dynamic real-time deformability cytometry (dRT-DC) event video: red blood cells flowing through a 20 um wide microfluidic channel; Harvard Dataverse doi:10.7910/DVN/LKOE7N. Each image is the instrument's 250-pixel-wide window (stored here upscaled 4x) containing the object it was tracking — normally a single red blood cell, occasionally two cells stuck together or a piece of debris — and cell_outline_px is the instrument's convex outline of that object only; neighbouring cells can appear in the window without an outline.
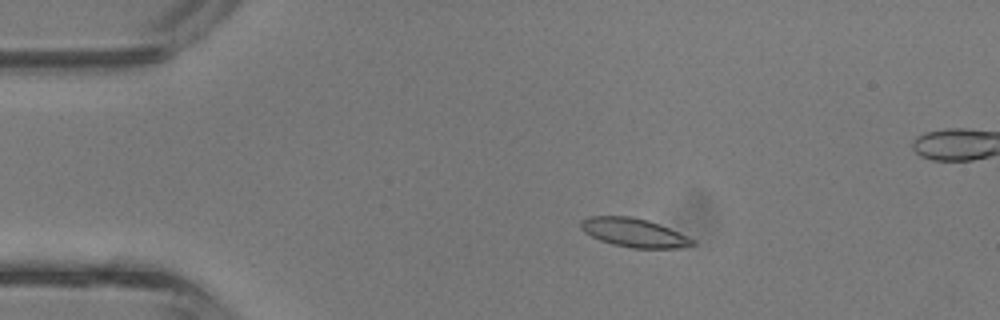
{"species": "common noctule bat (a hibernating species)", "species_latin": "Nyctalus noctula", "temperature_condition": "room temperature", "stored_images_in_passage": 4, "camera_frame_rate_fps": 3000, "um_per_image_px": 0.085, "animal": {"sex": "male", "body_mass_g": 13.3}, "frame": {"image": 1, "passage_image": 2, "time_ms": 0.333, "image_size_px": [1000, 320], "cell_outline_px": [[696, 244], [680, 248], [632, 248], [612, 244], [600, 240], [584, 232], [580, 228], [580, 220], [588, 216], [628, 216], [648, 220], [660, 224], [688, 236], [696, 240]], "centroid_in_image_um": [53.89, 19.77], "position_along_channel_um": 31.1, "area_um2": 18.84}}